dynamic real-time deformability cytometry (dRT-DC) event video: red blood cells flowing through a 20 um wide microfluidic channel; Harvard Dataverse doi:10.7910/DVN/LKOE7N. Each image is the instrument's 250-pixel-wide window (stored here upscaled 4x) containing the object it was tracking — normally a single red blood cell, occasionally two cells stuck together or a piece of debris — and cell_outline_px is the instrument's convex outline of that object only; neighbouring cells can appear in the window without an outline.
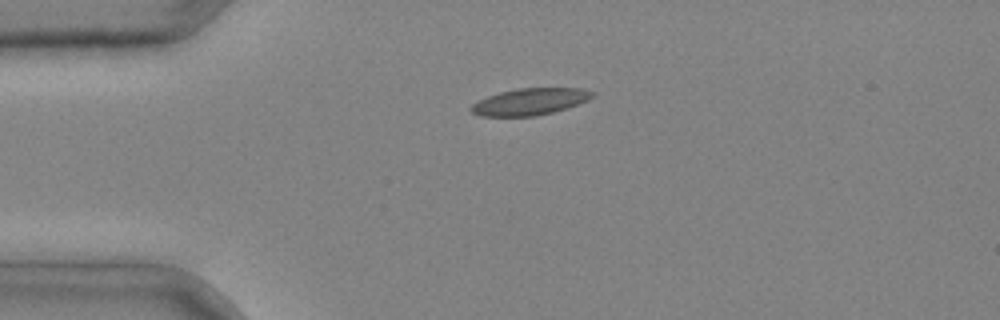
{"species": "common noctule bat (a hibernating species)", "species_latin": "Nyctalus noctula", "temperature_condition": "cold", "stored_images_in_passage": 4, "camera_frame_rate_fps": 3000, "um_per_image_px": 0.085, "animal": {"sex": "male", "body_mass_g": 20.4}, "frame": {"image": 1, "passage_image": 3, "time_ms": 0.667, "image_size_px": [1000, 320], "cell_outline_px": [[596, 96], [588, 100], [568, 108], [536, 116], [480, 116], [472, 112], [468, 108], [472, 104], [488, 96], [500, 92], [520, 88], [580, 88], [596, 92]], "centroid_in_image_um": [45.08, 8.64], "position_along_channel_um": 39.9, "area_um2": 18.96}}
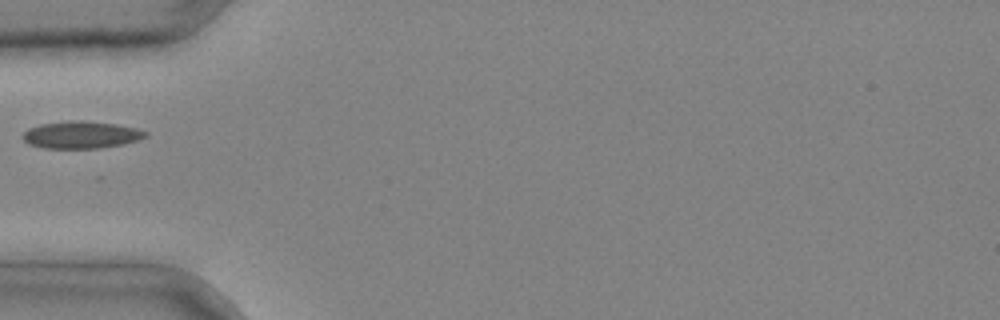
{"frame": {"image": 2, "passage_image": 4, "time_ms": 1.0, "image_size_px": [1000, 320], "cell_outline_px": [[148, 136], [140, 140], [124, 144], [100, 148], [44, 148], [28, 144], [24, 140], [24, 132], [28, 128], [40, 124], [76, 120], [80, 120], [116, 124], [136, 128], [148, 132]], "centroid_in_image_um": [6.94, 11.46], "position_along_channel_um": 78.1, "area_um2": 19.48}}